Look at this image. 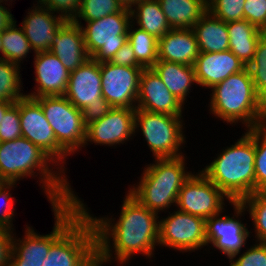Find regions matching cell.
I'll return each instance as SVG.
<instances>
[{
  "label": "cell",
  "instance_id": "7c38bea8",
  "mask_svg": "<svg viewBox=\"0 0 266 266\" xmlns=\"http://www.w3.org/2000/svg\"><path fill=\"white\" fill-rule=\"evenodd\" d=\"M230 206L234 210L232 214L229 215L227 210L224 209L222 213L206 219V239L209 246L207 250L209 251L213 247L226 256L228 260L233 255L241 252L243 247H247L246 243L253 233V231L248 230L247 223H243L244 216L248 213L242 207V204L231 202ZM223 213L224 215H222Z\"/></svg>",
  "mask_w": 266,
  "mask_h": 266
},
{
  "label": "cell",
  "instance_id": "4fadbf2b",
  "mask_svg": "<svg viewBox=\"0 0 266 266\" xmlns=\"http://www.w3.org/2000/svg\"><path fill=\"white\" fill-rule=\"evenodd\" d=\"M194 171L181 187L176 203L178 211L208 219L222 213L232 202L200 170Z\"/></svg>",
  "mask_w": 266,
  "mask_h": 266
},
{
  "label": "cell",
  "instance_id": "44dd1931",
  "mask_svg": "<svg viewBox=\"0 0 266 266\" xmlns=\"http://www.w3.org/2000/svg\"><path fill=\"white\" fill-rule=\"evenodd\" d=\"M246 67L230 50L200 52L194 64L198 86L207 90Z\"/></svg>",
  "mask_w": 266,
  "mask_h": 266
},
{
  "label": "cell",
  "instance_id": "d590c367",
  "mask_svg": "<svg viewBox=\"0 0 266 266\" xmlns=\"http://www.w3.org/2000/svg\"><path fill=\"white\" fill-rule=\"evenodd\" d=\"M246 0H210L208 11L216 18L228 23L244 19Z\"/></svg>",
  "mask_w": 266,
  "mask_h": 266
},
{
  "label": "cell",
  "instance_id": "5bb4252c",
  "mask_svg": "<svg viewBox=\"0 0 266 266\" xmlns=\"http://www.w3.org/2000/svg\"><path fill=\"white\" fill-rule=\"evenodd\" d=\"M22 137L44 151L65 173L69 155L58 145L55 133L45 118L40 103L28 96L19 99Z\"/></svg>",
  "mask_w": 266,
  "mask_h": 266
},
{
  "label": "cell",
  "instance_id": "cb8c5ba5",
  "mask_svg": "<svg viewBox=\"0 0 266 266\" xmlns=\"http://www.w3.org/2000/svg\"><path fill=\"white\" fill-rule=\"evenodd\" d=\"M152 68L169 91L186 105L187 97H192L189 95L192 92L191 88L195 85L198 87L194 66L158 60Z\"/></svg>",
  "mask_w": 266,
  "mask_h": 266
},
{
  "label": "cell",
  "instance_id": "7a4b0ae2",
  "mask_svg": "<svg viewBox=\"0 0 266 266\" xmlns=\"http://www.w3.org/2000/svg\"><path fill=\"white\" fill-rule=\"evenodd\" d=\"M0 175L6 182L16 183L37 177L51 207L72 203L79 197L69 183V176L25 137L0 142Z\"/></svg>",
  "mask_w": 266,
  "mask_h": 266
},
{
  "label": "cell",
  "instance_id": "1f68e13d",
  "mask_svg": "<svg viewBox=\"0 0 266 266\" xmlns=\"http://www.w3.org/2000/svg\"><path fill=\"white\" fill-rule=\"evenodd\" d=\"M240 203L252 221V236H255L253 241L266 243V192H255L243 198Z\"/></svg>",
  "mask_w": 266,
  "mask_h": 266
},
{
  "label": "cell",
  "instance_id": "f1b7e54d",
  "mask_svg": "<svg viewBox=\"0 0 266 266\" xmlns=\"http://www.w3.org/2000/svg\"><path fill=\"white\" fill-rule=\"evenodd\" d=\"M14 21L9 27L3 30L2 34V59L17 64L21 67L24 60L32 52L27 37L19 24ZM22 61V62H21Z\"/></svg>",
  "mask_w": 266,
  "mask_h": 266
},
{
  "label": "cell",
  "instance_id": "f546056e",
  "mask_svg": "<svg viewBox=\"0 0 266 266\" xmlns=\"http://www.w3.org/2000/svg\"><path fill=\"white\" fill-rule=\"evenodd\" d=\"M127 38L132 45L137 62L143 68H152L158 61V39L146 31L129 26Z\"/></svg>",
  "mask_w": 266,
  "mask_h": 266
},
{
  "label": "cell",
  "instance_id": "d6986e66",
  "mask_svg": "<svg viewBox=\"0 0 266 266\" xmlns=\"http://www.w3.org/2000/svg\"><path fill=\"white\" fill-rule=\"evenodd\" d=\"M26 13L21 22L22 26L20 24L19 26L27 37L32 51L35 53L49 51L55 34L68 20L34 2Z\"/></svg>",
  "mask_w": 266,
  "mask_h": 266
},
{
  "label": "cell",
  "instance_id": "9c48e42d",
  "mask_svg": "<svg viewBox=\"0 0 266 266\" xmlns=\"http://www.w3.org/2000/svg\"><path fill=\"white\" fill-rule=\"evenodd\" d=\"M78 24L82 28L88 55L97 62L110 61L128 40L131 24L129 7L94 21Z\"/></svg>",
  "mask_w": 266,
  "mask_h": 266
},
{
  "label": "cell",
  "instance_id": "277c9868",
  "mask_svg": "<svg viewBox=\"0 0 266 266\" xmlns=\"http://www.w3.org/2000/svg\"><path fill=\"white\" fill-rule=\"evenodd\" d=\"M208 110L215 119L244 129L266 125V105L258 97L249 70L230 75L210 89ZM212 92V93H211Z\"/></svg>",
  "mask_w": 266,
  "mask_h": 266
},
{
  "label": "cell",
  "instance_id": "bcb514c9",
  "mask_svg": "<svg viewBox=\"0 0 266 266\" xmlns=\"http://www.w3.org/2000/svg\"><path fill=\"white\" fill-rule=\"evenodd\" d=\"M9 266H43L42 263L26 262L25 260H10Z\"/></svg>",
  "mask_w": 266,
  "mask_h": 266
},
{
  "label": "cell",
  "instance_id": "603a6c76",
  "mask_svg": "<svg viewBox=\"0 0 266 266\" xmlns=\"http://www.w3.org/2000/svg\"><path fill=\"white\" fill-rule=\"evenodd\" d=\"M199 54L192 28L170 29L158 39V60L194 66Z\"/></svg>",
  "mask_w": 266,
  "mask_h": 266
},
{
  "label": "cell",
  "instance_id": "f35d334b",
  "mask_svg": "<svg viewBox=\"0 0 266 266\" xmlns=\"http://www.w3.org/2000/svg\"><path fill=\"white\" fill-rule=\"evenodd\" d=\"M22 137L20 126L19 100L6 112L0 124V142L12 141Z\"/></svg>",
  "mask_w": 266,
  "mask_h": 266
},
{
  "label": "cell",
  "instance_id": "f5cc1de1",
  "mask_svg": "<svg viewBox=\"0 0 266 266\" xmlns=\"http://www.w3.org/2000/svg\"><path fill=\"white\" fill-rule=\"evenodd\" d=\"M42 0H35V2L40 3Z\"/></svg>",
  "mask_w": 266,
  "mask_h": 266
},
{
  "label": "cell",
  "instance_id": "60d3db41",
  "mask_svg": "<svg viewBox=\"0 0 266 266\" xmlns=\"http://www.w3.org/2000/svg\"><path fill=\"white\" fill-rule=\"evenodd\" d=\"M81 0H42L39 4L65 20H73L79 11Z\"/></svg>",
  "mask_w": 266,
  "mask_h": 266
},
{
  "label": "cell",
  "instance_id": "8992f818",
  "mask_svg": "<svg viewBox=\"0 0 266 266\" xmlns=\"http://www.w3.org/2000/svg\"><path fill=\"white\" fill-rule=\"evenodd\" d=\"M183 117L136 109L135 136L143 134L153 159L181 157L187 145Z\"/></svg>",
  "mask_w": 266,
  "mask_h": 266
},
{
  "label": "cell",
  "instance_id": "52a82bcc",
  "mask_svg": "<svg viewBox=\"0 0 266 266\" xmlns=\"http://www.w3.org/2000/svg\"><path fill=\"white\" fill-rule=\"evenodd\" d=\"M43 266H97L96 231L84 212L50 247Z\"/></svg>",
  "mask_w": 266,
  "mask_h": 266
},
{
  "label": "cell",
  "instance_id": "b9f144b4",
  "mask_svg": "<svg viewBox=\"0 0 266 266\" xmlns=\"http://www.w3.org/2000/svg\"><path fill=\"white\" fill-rule=\"evenodd\" d=\"M113 107L105 100L104 102H94L88 104L87 107L81 110L82 120L87 126L88 124L101 119Z\"/></svg>",
  "mask_w": 266,
  "mask_h": 266
},
{
  "label": "cell",
  "instance_id": "ab89813d",
  "mask_svg": "<svg viewBox=\"0 0 266 266\" xmlns=\"http://www.w3.org/2000/svg\"><path fill=\"white\" fill-rule=\"evenodd\" d=\"M244 19L266 32V0H246Z\"/></svg>",
  "mask_w": 266,
  "mask_h": 266
},
{
  "label": "cell",
  "instance_id": "f907efd6",
  "mask_svg": "<svg viewBox=\"0 0 266 266\" xmlns=\"http://www.w3.org/2000/svg\"><path fill=\"white\" fill-rule=\"evenodd\" d=\"M4 29H0V58L2 59V34Z\"/></svg>",
  "mask_w": 266,
  "mask_h": 266
},
{
  "label": "cell",
  "instance_id": "4316f807",
  "mask_svg": "<svg viewBox=\"0 0 266 266\" xmlns=\"http://www.w3.org/2000/svg\"><path fill=\"white\" fill-rule=\"evenodd\" d=\"M172 29L193 28L208 11L206 0H158Z\"/></svg>",
  "mask_w": 266,
  "mask_h": 266
},
{
  "label": "cell",
  "instance_id": "4dcf8cb0",
  "mask_svg": "<svg viewBox=\"0 0 266 266\" xmlns=\"http://www.w3.org/2000/svg\"><path fill=\"white\" fill-rule=\"evenodd\" d=\"M21 69L19 65L0 58V101L16 102L26 96Z\"/></svg>",
  "mask_w": 266,
  "mask_h": 266
},
{
  "label": "cell",
  "instance_id": "9a60e30c",
  "mask_svg": "<svg viewBox=\"0 0 266 266\" xmlns=\"http://www.w3.org/2000/svg\"><path fill=\"white\" fill-rule=\"evenodd\" d=\"M135 110L113 107L101 119L88 124L84 149L93 143L108 148L127 144L135 137Z\"/></svg>",
  "mask_w": 266,
  "mask_h": 266
},
{
  "label": "cell",
  "instance_id": "816d5d0a",
  "mask_svg": "<svg viewBox=\"0 0 266 266\" xmlns=\"http://www.w3.org/2000/svg\"><path fill=\"white\" fill-rule=\"evenodd\" d=\"M4 183H6V181L1 177V175H0V187L4 184Z\"/></svg>",
  "mask_w": 266,
  "mask_h": 266
},
{
  "label": "cell",
  "instance_id": "ac0fdd59",
  "mask_svg": "<svg viewBox=\"0 0 266 266\" xmlns=\"http://www.w3.org/2000/svg\"><path fill=\"white\" fill-rule=\"evenodd\" d=\"M33 56L34 91L26 93L31 98L41 96H64L70 72L50 51L37 52Z\"/></svg>",
  "mask_w": 266,
  "mask_h": 266
},
{
  "label": "cell",
  "instance_id": "e575fe53",
  "mask_svg": "<svg viewBox=\"0 0 266 266\" xmlns=\"http://www.w3.org/2000/svg\"><path fill=\"white\" fill-rule=\"evenodd\" d=\"M255 192H266V125L254 128Z\"/></svg>",
  "mask_w": 266,
  "mask_h": 266
},
{
  "label": "cell",
  "instance_id": "8d00e7d4",
  "mask_svg": "<svg viewBox=\"0 0 266 266\" xmlns=\"http://www.w3.org/2000/svg\"><path fill=\"white\" fill-rule=\"evenodd\" d=\"M16 182H6L0 187V228H7L15 231L13 222L15 221V211L14 207L16 202V197H12V189L16 188Z\"/></svg>",
  "mask_w": 266,
  "mask_h": 266
},
{
  "label": "cell",
  "instance_id": "681fc988",
  "mask_svg": "<svg viewBox=\"0 0 266 266\" xmlns=\"http://www.w3.org/2000/svg\"><path fill=\"white\" fill-rule=\"evenodd\" d=\"M12 2L15 3V1H13V0H0V4L6 5L8 7H10V5H11L10 8H12Z\"/></svg>",
  "mask_w": 266,
  "mask_h": 266
},
{
  "label": "cell",
  "instance_id": "2e32d148",
  "mask_svg": "<svg viewBox=\"0 0 266 266\" xmlns=\"http://www.w3.org/2000/svg\"><path fill=\"white\" fill-rule=\"evenodd\" d=\"M143 69L100 62L102 96L112 107L136 109Z\"/></svg>",
  "mask_w": 266,
  "mask_h": 266
},
{
  "label": "cell",
  "instance_id": "30bf717a",
  "mask_svg": "<svg viewBox=\"0 0 266 266\" xmlns=\"http://www.w3.org/2000/svg\"><path fill=\"white\" fill-rule=\"evenodd\" d=\"M55 133L58 145L69 155L82 151L86 140V126L82 112L65 96L35 98Z\"/></svg>",
  "mask_w": 266,
  "mask_h": 266
},
{
  "label": "cell",
  "instance_id": "5b68a950",
  "mask_svg": "<svg viewBox=\"0 0 266 266\" xmlns=\"http://www.w3.org/2000/svg\"><path fill=\"white\" fill-rule=\"evenodd\" d=\"M185 155L176 158L154 159L146 163L139 182L130 184L128 192L146 208L161 214L176 207L179 191L193 173L189 171ZM188 170V171H187Z\"/></svg>",
  "mask_w": 266,
  "mask_h": 266
},
{
  "label": "cell",
  "instance_id": "6da1fadb",
  "mask_svg": "<svg viewBox=\"0 0 266 266\" xmlns=\"http://www.w3.org/2000/svg\"><path fill=\"white\" fill-rule=\"evenodd\" d=\"M126 193L117 220L113 215L98 217L91 214L87 203L78 197L95 227L97 266H110L115 261L119 266H126L139 254L149 262L155 258L154 252L159 247L160 215L146 208L128 191Z\"/></svg>",
  "mask_w": 266,
  "mask_h": 266
},
{
  "label": "cell",
  "instance_id": "484cf974",
  "mask_svg": "<svg viewBox=\"0 0 266 266\" xmlns=\"http://www.w3.org/2000/svg\"><path fill=\"white\" fill-rule=\"evenodd\" d=\"M200 52L229 50V34L226 22L207 11L193 26Z\"/></svg>",
  "mask_w": 266,
  "mask_h": 266
},
{
  "label": "cell",
  "instance_id": "7dc6e473",
  "mask_svg": "<svg viewBox=\"0 0 266 266\" xmlns=\"http://www.w3.org/2000/svg\"><path fill=\"white\" fill-rule=\"evenodd\" d=\"M15 102H4L0 101V124L5 115V112L14 104Z\"/></svg>",
  "mask_w": 266,
  "mask_h": 266
},
{
  "label": "cell",
  "instance_id": "ee69618b",
  "mask_svg": "<svg viewBox=\"0 0 266 266\" xmlns=\"http://www.w3.org/2000/svg\"><path fill=\"white\" fill-rule=\"evenodd\" d=\"M14 230L0 228V266H9Z\"/></svg>",
  "mask_w": 266,
  "mask_h": 266
},
{
  "label": "cell",
  "instance_id": "ffe728a7",
  "mask_svg": "<svg viewBox=\"0 0 266 266\" xmlns=\"http://www.w3.org/2000/svg\"><path fill=\"white\" fill-rule=\"evenodd\" d=\"M100 63L90 58L70 72L65 97L77 108L84 109L90 103L104 102L102 96Z\"/></svg>",
  "mask_w": 266,
  "mask_h": 266
},
{
  "label": "cell",
  "instance_id": "d4e9b609",
  "mask_svg": "<svg viewBox=\"0 0 266 266\" xmlns=\"http://www.w3.org/2000/svg\"><path fill=\"white\" fill-rule=\"evenodd\" d=\"M229 50L246 66L254 58L260 37L265 33L246 19L228 22Z\"/></svg>",
  "mask_w": 266,
  "mask_h": 266
},
{
  "label": "cell",
  "instance_id": "c3c4849f",
  "mask_svg": "<svg viewBox=\"0 0 266 266\" xmlns=\"http://www.w3.org/2000/svg\"><path fill=\"white\" fill-rule=\"evenodd\" d=\"M122 2L126 7H130L136 0H119Z\"/></svg>",
  "mask_w": 266,
  "mask_h": 266
},
{
  "label": "cell",
  "instance_id": "7bdbcfd3",
  "mask_svg": "<svg viewBox=\"0 0 266 266\" xmlns=\"http://www.w3.org/2000/svg\"><path fill=\"white\" fill-rule=\"evenodd\" d=\"M114 65L143 68L136 60L132 45L127 40L109 61Z\"/></svg>",
  "mask_w": 266,
  "mask_h": 266
},
{
  "label": "cell",
  "instance_id": "7402d4cb",
  "mask_svg": "<svg viewBox=\"0 0 266 266\" xmlns=\"http://www.w3.org/2000/svg\"><path fill=\"white\" fill-rule=\"evenodd\" d=\"M64 67L72 72L91 57L88 55L80 25L68 20L55 34L49 50Z\"/></svg>",
  "mask_w": 266,
  "mask_h": 266
},
{
  "label": "cell",
  "instance_id": "836d02e7",
  "mask_svg": "<svg viewBox=\"0 0 266 266\" xmlns=\"http://www.w3.org/2000/svg\"><path fill=\"white\" fill-rule=\"evenodd\" d=\"M247 68L258 97L266 105V32L260 37L254 58Z\"/></svg>",
  "mask_w": 266,
  "mask_h": 266
},
{
  "label": "cell",
  "instance_id": "e0dca14e",
  "mask_svg": "<svg viewBox=\"0 0 266 266\" xmlns=\"http://www.w3.org/2000/svg\"><path fill=\"white\" fill-rule=\"evenodd\" d=\"M186 106L166 87L153 68H144L139 77L136 109L184 116Z\"/></svg>",
  "mask_w": 266,
  "mask_h": 266
},
{
  "label": "cell",
  "instance_id": "8fae6325",
  "mask_svg": "<svg viewBox=\"0 0 266 266\" xmlns=\"http://www.w3.org/2000/svg\"><path fill=\"white\" fill-rule=\"evenodd\" d=\"M167 212L168 216L159 218V248H172L184 254L208 247L205 219L176 208L173 212Z\"/></svg>",
  "mask_w": 266,
  "mask_h": 266
},
{
  "label": "cell",
  "instance_id": "f6af8a7d",
  "mask_svg": "<svg viewBox=\"0 0 266 266\" xmlns=\"http://www.w3.org/2000/svg\"><path fill=\"white\" fill-rule=\"evenodd\" d=\"M13 16L6 5L0 4V29H5L16 21Z\"/></svg>",
  "mask_w": 266,
  "mask_h": 266
},
{
  "label": "cell",
  "instance_id": "74e56055",
  "mask_svg": "<svg viewBox=\"0 0 266 266\" xmlns=\"http://www.w3.org/2000/svg\"><path fill=\"white\" fill-rule=\"evenodd\" d=\"M233 255L228 261L230 266H266V243L256 242L249 248ZM245 251V252H244Z\"/></svg>",
  "mask_w": 266,
  "mask_h": 266
},
{
  "label": "cell",
  "instance_id": "3957f363",
  "mask_svg": "<svg viewBox=\"0 0 266 266\" xmlns=\"http://www.w3.org/2000/svg\"><path fill=\"white\" fill-rule=\"evenodd\" d=\"M215 156L200 171L232 202L255 193L254 128L246 129L234 144Z\"/></svg>",
  "mask_w": 266,
  "mask_h": 266
},
{
  "label": "cell",
  "instance_id": "83f0119b",
  "mask_svg": "<svg viewBox=\"0 0 266 266\" xmlns=\"http://www.w3.org/2000/svg\"><path fill=\"white\" fill-rule=\"evenodd\" d=\"M129 8L131 23L157 39L172 29L158 0H136Z\"/></svg>",
  "mask_w": 266,
  "mask_h": 266
},
{
  "label": "cell",
  "instance_id": "ba28073f",
  "mask_svg": "<svg viewBox=\"0 0 266 266\" xmlns=\"http://www.w3.org/2000/svg\"><path fill=\"white\" fill-rule=\"evenodd\" d=\"M51 208L54 214L52 231L48 234H40L32 226L30 227V224H27L22 238L14 232L10 260L43 263L49 254L51 245L84 213L79 200Z\"/></svg>",
  "mask_w": 266,
  "mask_h": 266
},
{
  "label": "cell",
  "instance_id": "d6a6232c",
  "mask_svg": "<svg viewBox=\"0 0 266 266\" xmlns=\"http://www.w3.org/2000/svg\"><path fill=\"white\" fill-rule=\"evenodd\" d=\"M126 6L119 0H81L79 11L72 20L76 24L94 21L122 11Z\"/></svg>",
  "mask_w": 266,
  "mask_h": 266
}]
</instances>
